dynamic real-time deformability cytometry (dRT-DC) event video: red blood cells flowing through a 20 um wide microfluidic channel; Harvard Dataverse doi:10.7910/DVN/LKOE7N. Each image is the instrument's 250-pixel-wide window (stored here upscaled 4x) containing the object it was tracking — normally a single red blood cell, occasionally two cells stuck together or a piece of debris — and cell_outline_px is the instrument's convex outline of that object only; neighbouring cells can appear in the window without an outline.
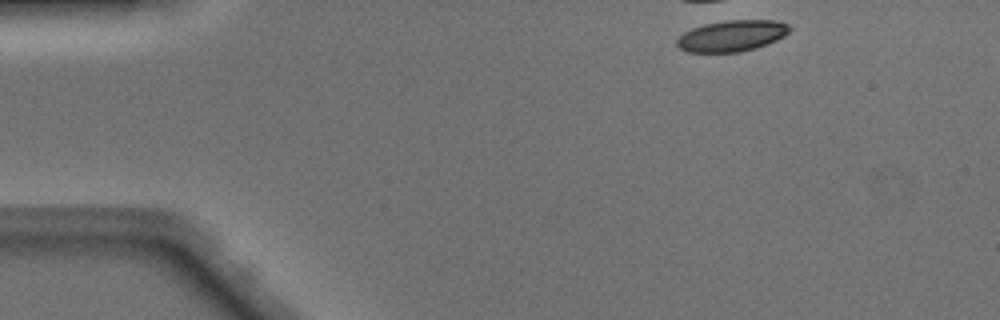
{"species": "Egyptian fruit bat (a non-hibernating species)", "species_latin": "Rousettus aegyptiacus", "temperature_condition": "warm", "stored_images_in_passage": 2, "camera_frame_rate_fps": 3000, "um_per_image_px": 0.085, "animal": {"sex": "male"}, "frame": {"image": 1, "passage_image": 1, "time_ms": 0.0, "image_size_px": [1000, 320], "cell_outline_px": [[792, 28], [784, 36], [776, 40], [756, 48], [740, 52], [688, 52], [680, 48], [676, 44], [676, 40], [684, 32], [692, 28], [704, 24], [728, 20], [776, 20], [788, 24]], "centroid_in_image_um": [62.22, 3.04], "position_along_channel_um": 22.8, "area_um2": 20.46}}